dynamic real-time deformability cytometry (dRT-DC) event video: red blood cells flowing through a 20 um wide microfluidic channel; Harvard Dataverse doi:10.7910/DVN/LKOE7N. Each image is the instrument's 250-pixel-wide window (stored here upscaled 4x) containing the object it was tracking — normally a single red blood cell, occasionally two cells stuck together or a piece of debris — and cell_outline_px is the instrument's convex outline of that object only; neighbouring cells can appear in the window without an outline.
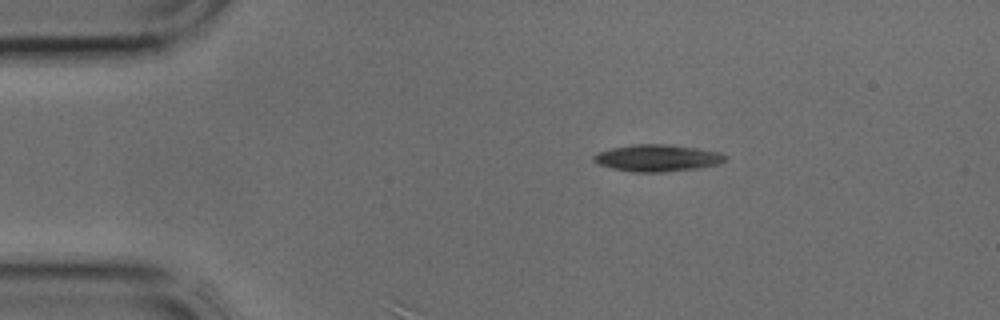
{"species": "common noctule bat (a hibernating species)", "species_latin": "Nyctalus noctula", "temperature_condition": "cold", "stored_images_in_passage": 3, "camera_frame_rate_fps": 3000, "um_per_image_px": 0.085, "animal": {"sex": "male", "body_mass_g": 17.9, "forearm_length_mm": 54.2}, "frame": {"image": 1, "passage_image": 1, "time_ms": 0.0, "image_size_px": [1000, 320], "cell_outline_px": [[728, 160], [720, 164], [696, 168], [664, 172], [632, 172], [612, 168], [596, 164], [592, 160], [592, 156], [600, 152], [612, 148], [632, 144], [668, 144], [696, 148], [720, 152], [728, 156]], "centroid_in_image_um": [55.89, 13.43], "position_along_channel_um": 29.1, "area_um2": 20.75}}